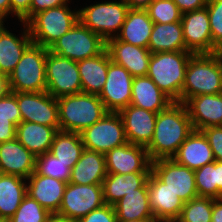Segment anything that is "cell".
Masks as SVG:
<instances>
[{"mask_svg":"<svg viewBox=\"0 0 222 222\" xmlns=\"http://www.w3.org/2000/svg\"><path fill=\"white\" fill-rule=\"evenodd\" d=\"M153 25L146 9H129L116 38L132 45L148 48Z\"/></svg>","mask_w":222,"mask_h":222,"instance_id":"cell-29","label":"cell"},{"mask_svg":"<svg viewBox=\"0 0 222 222\" xmlns=\"http://www.w3.org/2000/svg\"><path fill=\"white\" fill-rule=\"evenodd\" d=\"M11 14V3L10 0H0V19H4Z\"/></svg>","mask_w":222,"mask_h":222,"instance_id":"cell-50","label":"cell"},{"mask_svg":"<svg viewBox=\"0 0 222 222\" xmlns=\"http://www.w3.org/2000/svg\"><path fill=\"white\" fill-rule=\"evenodd\" d=\"M193 53L169 51L152 53L147 76L173 102H181L185 71Z\"/></svg>","mask_w":222,"mask_h":222,"instance_id":"cell-3","label":"cell"},{"mask_svg":"<svg viewBox=\"0 0 222 222\" xmlns=\"http://www.w3.org/2000/svg\"><path fill=\"white\" fill-rule=\"evenodd\" d=\"M148 49L151 53L188 51L185 46L181 21L154 23Z\"/></svg>","mask_w":222,"mask_h":222,"instance_id":"cell-32","label":"cell"},{"mask_svg":"<svg viewBox=\"0 0 222 222\" xmlns=\"http://www.w3.org/2000/svg\"><path fill=\"white\" fill-rule=\"evenodd\" d=\"M212 222H222V198L213 200Z\"/></svg>","mask_w":222,"mask_h":222,"instance_id":"cell-48","label":"cell"},{"mask_svg":"<svg viewBox=\"0 0 222 222\" xmlns=\"http://www.w3.org/2000/svg\"><path fill=\"white\" fill-rule=\"evenodd\" d=\"M129 9L124 0L105 1L79 9L78 18L83 25L106 42L116 37L117 31L120 32Z\"/></svg>","mask_w":222,"mask_h":222,"instance_id":"cell-7","label":"cell"},{"mask_svg":"<svg viewBox=\"0 0 222 222\" xmlns=\"http://www.w3.org/2000/svg\"><path fill=\"white\" fill-rule=\"evenodd\" d=\"M69 0H32L30 6V19L38 12L66 5Z\"/></svg>","mask_w":222,"mask_h":222,"instance_id":"cell-45","label":"cell"},{"mask_svg":"<svg viewBox=\"0 0 222 222\" xmlns=\"http://www.w3.org/2000/svg\"><path fill=\"white\" fill-rule=\"evenodd\" d=\"M208 140L214 159L222 162V126H212L201 129Z\"/></svg>","mask_w":222,"mask_h":222,"instance_id":"cell-42","label":"cell"},{"mask_svg":"<svg viewBox=\"0 0 222 222\" xmlns=\"http://www.w3.org/2000/svg\"><path fill=\"white\" fill-rule=\"evenodd\" d=\"M122 118L127 141L147 147L153 137L158 113L128 105L118 112Z\"/></svg>","mask_w":222,"mask_h":222,"instance_id":"cell-18","label":"cell"},{"mask_svg":"<svg viewBox=\"0 0 222 222\" xmlns=\"http://www.w3.org/2000/svg\"><path fill=\"white\" fill-rule=\"evenodd\" d=\"M106 50L111 61L126 68L133 77L147 75L152 55L148 48L132 45L114 37L106 41Z\"/></svg>","mask_w":222,"mask_h":222,"instance_id":"cell-17","label":"cell"},{"mask_svg":"<svg viewBox=\"0 0 222 222\" xmlns=\"http://www.w3.org/2000/svg\"><path fill=\"white\" fill-rule=\"evenodd\" d=\"M106 175L105 154L84 149L71 169L69 182L81 185L102 184Z\"/></svg>","mask_w":222,"mask_h":222,"instance_id":"cell-26","label":"cell"},{"mask_svg":"<svg viewBox=\"0 0 222 222\" xmlns=\"http://www.w3.org/2000/svg\"><path fill=\"white\" fill-rule=\"evenodd\" d=\"M151 172H135L127 174L107 173L102 182L105 204L114 205L127 193L140 189L147 181Z\"/></svg>","mask_w":222,"mask_h":222,"instance_id":"cell-31","label":"cell"},{"mask_svg":"<svg viewBox=\"0 0 222 222\" xmlns=\"http://www.w3.org/2000/svg\"><path fill=\"white\" fill-rule=\"evenodd\" d=\"M48 48L32 43L15 69L7 77L11 92L46 91V57Z\"/></svg>","mask_w":222,"mask_h":222,"instance_id":"cell-5","label":"cell"},{"mask_svg":"<svg viewBox=\"0 0 222 222\" xmlns=\"http://www.w3.org/2000/svg\"><path fill=\"white\" fill-rule=\"evenodd\" d=\"M184 105L194 130L222 126V93L194 96Z\"/></svg>","mask_w":222,"mask_h":222,"instance_id":"cell-20","label":"cell"},{"mask_svg":"<svg viewBox=\"0 0 222 222\" xmlns=\"http://www.w3.org/2000/svg\"><path fill=\"white\" fill-rule=\"evenodd\" d=\"M153 23H174L182 19V12L173 0H153L146 8Z\"/></svg>","mask_w":222,"mask_h":222,"instance_id":"cell-39","label":"cell"},{"mask_svg":"<svg viewBox=\"0 0 222 222\" xmlns=\"http://www.w3.org/2000/svg\"><path fill=\"white\" fill-rule=\"evenodd\" d=\"M117 222H156V220H128V221L117 220Z\"/></svg>","mask_w":222,"mask_h":222,"instance_id":"cell-53","label":"cell"},{"mask_svg":"<svg viewBox=\"0 0 222 222\" xmlns=\"http://www.w3.org/2000/svg\"><path fill=\"white\" fill-rule=\"evenodd\" d=\"M133 78L123 66L109 63L106 82L98 95L108 112H119L130 105Z\"/></svg>","mask_w":222,"mask_h":222,"instance_id":"cell-14","label":"cell"},{"mask_svg":"<svg viewBox=\"0 0 222 222\" xmlns=\"http://www.w3.org/2000/svg\"><path fill=\"white\" fill-rule=\"evenodd\" d=\"M151 171L184 203L198 197L194 170L164 158L152 161Z\"/></svg>","mask_w":222,"mask_h":222,"instance_id":"cell-12","label":"cell"},{"mask_svg":"<svg viewBox=\"0 0 222 222\" xmlns=\"http://www.w3.org/2000/svg\"><path fill=\"white\" fill-rule=\"evenodd\" d=\"M36 156L16 138L0 143V173L27 179L35 171Z\"/></svg>","mask_w":222,"mask_h":222,"instance_id":"cell-22","label":"cell"},{"mask_svg":"<svg viewBox=\"0 0 222 222\" xmlns=\"http://www.w3.org/2000/svg\"><path fill=\"white\" fill-rule=\"evenodd\" d=\"M78 20V10L71 11L66 4L38 12L27 22V26L33 43L49 48Z\"/></svg>","mask_w":222,"mask_h":222,"instance_id":"cell-6","label":"cell"},{"mask_svg":"<svg viewBox=\"0 0 222 222\" xmlns=\"http://www.w3.org/2000/svg\"><path fill=\"white\" fill-rule=\"evenodd\" d=\"M193 130L184 103L173 102L158 112L152 140L146 147L150 160L172 158Z\"/></svg>","mask_w":222,"mask_h":222,"instance_id":"cell-1","label":"cell"},{"mask_svg":"<svg viewBox=\"0 0 222 222\" xmlns=\"http://www.w3.org/2000/svg\"><path fill=\"white\" fill-rule=\"evenodd\" d=\"M57 132L54 127L21 121L16 126V139L37 157L49 152Z\"/></svg>","mask_w":222,"mask_h":222,"instance_id":"cell-28","label":"cell"},{"mask_svg":"<svg viewBox=\"0 0 222 222\" xmlns=\"http://www.w3.org/2000/svg\"><path fill=\"white\" fill-rule=\"evenodd\" d=\"M117 220H155L149 202L147 182L123 196L114 205Z\"/></svg>","mask_w":222,"mask_h":222,"instance_id":"cell-30","label":"cell"},{"mask_svg":"<svg viewBox=\"0 0 222 222\" xmlns=\"http://www.w3.org/2000/svg\"><path fill=\"white\" fill-rule=\"evenodd\" d=\"M222 93V52L192 54L185 71L181 103L205 94Z\"/></svg>","mask_w":222,"mask_h":222,"instance_id":"cell-2","label":"cell"},{"mask_svg":"<svg viewBox=\"0 0 222 222\" xmlns=\"http://www.w3.org/2000/svg\"><path fill=\"white\" fill-rule=\"evenodd\" d=\"M153 0H124L130 9H146Z\"/></svg>","mask_w":222,"mask_h":222,"instance_id":"cell-49","label":"cell"},{"mask_svg":"<svg viewBox=\"0 0 222 222\" xmlns=\"http://www.w3.org/2000/svg\"><path fill=\"white\" fill-rule=\"evenodd\" d=\"M21 38L11 33L4 25L0 27V74L9 76L20 61L25 50L33 43L27 23Z\"/></svg>","mask_w":222,"mask_h":222,"instance_id":"cell-24","label":"cell"},{"mask_svg":"<svg viewBox=\"0 0 222 222\" xmlns=\"http://www.w3.org/2000/svg\"><path fill=\"white\" fill-rule=\"evenodd\" d=\"M9 91L7 76L0 74V97Z\"/></svg>","mask_w":222,"mask_h":222,"instance_id":"cell-51","label":"cell"},{"mask_svg":"<svg viewBox=\"0 0 222 222\" xmlns=\"http://www.w3.org/2000/svg\"><path fill=\"white\" fill-rule=\"evenodd\" d=\"M194 173L198 197L222 198V162L215 160Z\"/></svg>","mask_w":222,"mask_h":222,"instance_id":"cell-35","label":"cell"},{"mask_svg":"<svg viewBox=\"0 0 222 222\" xmlns=\"http://www.w3.org/2000/svg\"><path fill=\"white\" fill-rule=\"evenodd\" d=\"M22 121L34 122L60 130L58 102L47 91L17 92Z\"/></svg>","mask_w":222,"mask_h":222,"instance_id":"cell-13","label":"cell"},{"mask_svg":"<svg viewBox=\"0 0 222 222\" xmlns=\"http://www.w3.org/2000/svg\"><path fill=\"white\" fill-rule=\"evenodd\" d=\"M46 83V91L56 99L82 92L77 62L48 50L46 57Z\"/></svg>","mask_w":222,"mask_h":222,"instance_id":"cell-10","label":"cell"},{"mask_svg":"<svg viewBox=\"0 0 222 222\" xmlns=\"http://www.w3.org/2000/svg\"><path fill=\"white\" fill-rule=\"evenodd\" d=\"M214 198L197 197L184 203L179 222H212Z\"/></svg>","mask_w":222,"mask_h":222,"instance_id":"cell-36","label":"cell"},{"mask_svg":"<svg viewBox=\"0 0 222 222\" xmlns=\"http://www.w3.org/2000/svg\"><path fill=\"white\" fill-rule=\"evenodd\" d=\"M0 118H11V122L15 126L22 121L17 103V92L8 91L0 97Z\"/></svg>","mask_w":222,"mask_h":222,"instance_id":"cell-41","label":"cell"},{"mask_svg":"<svg viewBox=\"0 0 222 222\" xmlns=\"http://www.w3.org/2000/svg\"><path fill=\"white\" fill-rule=\"evenodd\" d=\"M80 133L59 130L52 142L49 153L54 155L69 168H73L84 151Z\"/></svg>","mask_w":222,"mask_h":222,"instance_id":"cell-34","label":"cell"},{"mask_svg":"<svg viewBox=\"0 0 222 222\" xmlns=\"http://www.w3.org/2000/svg\"><path fill=\"white\" fill-rule=\"evenodd\" d=\"M181 24L188 51L193 54L214 53L207 7L183 13Z\"/></svg>","mask_w":222,"mask_h":222,"instance_id":"cell-15","label":"cell"},{"mask_svg":"<svg viewBox=\"0 0 222 222\" xmlns=\"http://www.w3.org/2000/svg\"><path fill=\"white\" fill-rule=\"evenodd\" d=\"M51 216L36 200L26 195L8 222H47Z\"/></svg>","mask_w":222,"mask_h":222,"instance_id":"cell-38","label":"cell"},{"mask_svg":"<svg viewBox=\"0 0 222 222\" xmlns=\"http://www.w3.org/2000/svg\"><path fill=\"white\" fill-rule=\"evenodd\" d=\"M27 179L0 174V219L9 220L27 195Z\"/></svg>","mask_w":222,"mask_h":222,"instance_id":"cell-33","label":"cell"},{"mask_svg":"<svg viewBox=\"0 0 222 222\" xmlns=\"http://www.w3.org/2000/svg\"><path fill=\"white\" fill-rule=\"evenodd\" d=\"M0 222H8V220L0 219Z\"/></svg>","mask_w":222,"mask_h":222,"instance_id":"cell-56","label":"cell"},{"mask_svg":"<svg viewBox=\"0 0 222 222\" xmlns=\"http://www.w3.org/2000/svg\"><path fill=\"white\" fill-rule=\"evenodd\" d=\"M207 1L208 0H173L182 13L202 9L206 7Z\"/></svg>","mask_w":222,"mask_h":222,"instance_id":"cell-47","label":"cell"},{"mask_svg":"<svg viewBox=\"0 0 222 222\" xmlns=\"http://www.w3.org/2000/svg\"><path fill=\"white\" fill-rule=\"evenodd\" d=\"M105 48L106 42L78 20L48 49L54 54L77 62L99 55Z\"/></svg>","mask_w":222,"mask_h":222,"instance_id":"cell-8","label":"cell"},{"mask_svg":"<svg viewBox=\"0 0 222 222\" xmlns=\"http://www.w3.org/2000/svg\"><path fill=\"white\" fill-rule=\"evenodd\" d=\"M172 159L194 171L215 161L210 144L201 130H193Z\"/></svg>","mask_w":222,"mask_h":222,"instance_id":"cell-23","label":"cell"},{"mask_svg":"<svg viewBox=\"0 0 222 222\" xmlns=\"http://www.w3.org/2000/svg\"><path fill=\"white\" fill-rule=\"evenodd\" d=\"M131 92V105L153 113H158L173 103L147 75L133 78Z\"/></svg>","mask_w":222,"mask_h":222,"instance_id":"cell-25","label":"cell"},{"mask_svg":"<svg viewBox=\"0 0 222 222\" xmlns=\"http://www.w3.org/2000/svg\"><path fill=\"white\" fill-rule=\"evenodd\" d=\"M150 207L156 221L177 220L184 202L152 171L147 181Z\"/></svg>","mask_w":222,"mask_h":222,"instance_id":"cell-19","label":"cell"},{"mask_svg":"<svg viewBox=\"0 0 222 222\" xmlns=\"http://www.w3.org/2000/svg\"><path fill=\"white\" fill-rule=\"evenodd\" d=\"M16 138V126L11 118H0V143L12 141Z\"/></svg>","mask_w":222,"mask_h":222,"instance_id":"cell-46","label":"cell"},{"mask_svg":"<svg viewBox=\"0 0 222 222\" xmlns=\"http://www.w3.org/2000/svg\"><path fill=\"white\" fill-rule=\"evenodd\" d=\"M57 102L61 131L81 133L108 112L95 94L80 92L57 98Z\"/></svg>","mask_w":222,"mask_h":222,"instance_id":"cell-4","label":"cell"},{"mask_svg":"<svg viewBox=\"0 0 222 222\" xmlns=\"http://www.w3.org/2000/svg\"><path fill=\"white\" fill-rule=\"evenodd\" d=\"M77 222H117V217L114 206L104 204L80 218Z\"/></svg>","mask_w":222,"mask_h":222,"instance_id":"cell-43","label":"cell"},{"mask_svg":"<svg viewBox=\"0 0 222 222\" xmlns=\"http://www.w3.org/2000/svg\"><path fill=\"white\" fill-rule=\"evenodd\" d=\"M80 135L85 149L103 154L128 142L118 112H107L99 121L85 128Z\"/></svg>","mask_w":222,"mask_h":222,"instance_id":"cell-9","label":"cell"},{"mask_svg":"<svg viewBox=\"0 0 222 222\" xmlns=\"http://www.w3.org/2000/svg\"><path fill=\"white\" fill-rule=\"evenodd\" d=\"M156 222H179L178 220H161Z\"/></svg>","mask_w":222,"mask_h":222,"instance_id":"cell-54","label":"cell"},{"mask_svg":"<svg viewBox=\"0 0 222 222\" xmlns=\"http://www.w3.org/2000/svg\"><path fill=\"white\" fill-rule=\"evenodd\" d=\"M110 62L111 59L106 48L99 55L77 61L82 92L100 94L106 82Z\"/></svg>","mask_w":222,"mask_h":222,"instance_id":"cell-27","label":"cell"},{"mask_svg":"<svg viewBox=\"0 0 222 222\" xmlns=\"http://www.w3.org/2000/svg\"><path fill=\"white\" fill-rule=\"evenodd\" d=\"M106 171L112 174L151 172L152 161L146 147L129 142L105 154Z\"/></svg>","mask_w":222,"mask_h":222,"instance_id":"cell-16","label":"cell"},{"mask_svg":"<svg viewBox=\"0 0 222 222\" xmlns=\"http://www.w3.org/2000/svg\"><path fill=\"white\" fill-rule=\"evenodd\" d=\"M35 172L66 183H69L71 176V168L68 167V164L62 163L49 152L36 157Z\"/></svg>","mask_w":222,"mask_h":222,"instance_id":"cell-37","label":"cell"},{"mask_svg":"<svg viewBox=\"0 0 222 222\" xmlns=\"http://www.w3.org/2000/svg\"><path fill=\"white\" fill-rule=\"evenodd\" d=\"M32 0H10L11 14L17 16L20 22L27 23L30 20V6Z\"/></svg>","mask_w":222,"mask_h":222,"instance_id":"cell-44","label":"cell"},{"mask_svg":"<svg viewBox=\"0 0 222 222\" xmlns=\"http://www.w3.org/2000/svg\"><path fill=\"white\" fill-rule=\"evenodd\" d=\"M104 204L102 184L81 185L69 182L56 216L78 221Z\"/></svg>","mask_w":222,"mask_h":222,"instance_id":"cell-11","label":"cell"},{"mask_svg":"<svg viewBox=\"0 0 222 222\" xmlns=\"http://www.w3.org/2000/svg\"><path fill=\"white\" fill-rule=\"evenodd\" d=\"M47 222H77V221H73V220H69V219H64L61 217H58L56 215H52Z\"/></svg>","mask_w":222,"mask_h":222,"instance_id":"cell-52","label":"cell"},{"mask_svg":"<svg viewBox=\"0 0 222 222\" xmlns=\"http://www.w3.org/2000/svg\"><path fill=\"white\" fill-rule=\"evenodd\" d=\"M4 22H5V21H3V20L0 19V27L3 25Z\"/></svg>","mask_w":222,"mask_h":222,"instance_id":"cell-55","label":"cell"},{"mask_svg":"<svg viewBox=\"0 0 222 222\" xmlns=\"http://www.w3.org/2000/svg\"><path fill=\"white\" fill-rule=\"evenodd\" d=\"M27 195L36 200L49 213L56 215L60 209L66 189V182L37 174L35 171L27 178Z\"/></svg>","mask_w":222,"mask_h":222,"instance_id":"cell-21","label":"cell"},{"mask_svg":"<svg viewBox=\"0 0 222 222\" xmlns=\"http://www.w3.org/2000/svg\"><path fill=\"white\" fill-rule=\"evenodd\" d=\"M207 11L214 53L222 52V0H208Z\"/></svg>","mask_w":222,"mask_h":222,"instance_id":"cell-40","label":"cell"}]
</instances>
